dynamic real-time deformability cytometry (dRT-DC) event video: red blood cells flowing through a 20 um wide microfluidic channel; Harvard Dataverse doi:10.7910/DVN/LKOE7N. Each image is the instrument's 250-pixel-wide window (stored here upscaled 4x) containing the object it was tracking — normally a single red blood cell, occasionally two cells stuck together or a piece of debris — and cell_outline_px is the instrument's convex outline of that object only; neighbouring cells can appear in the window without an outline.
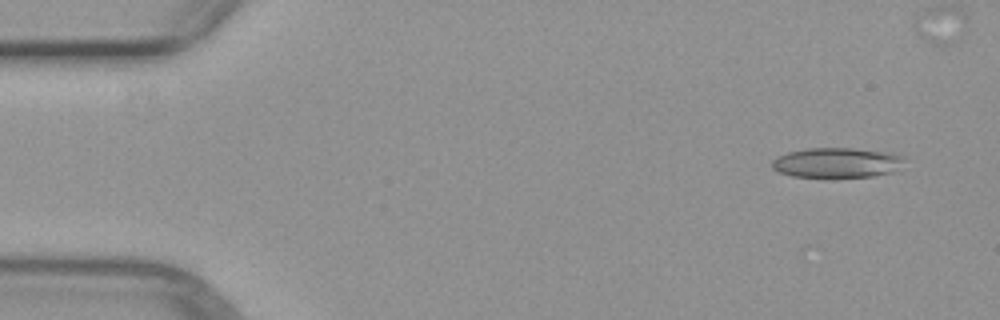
{"species": "common noctule bat (a hibernating species)", "species_latin": "Nyctalus noctula", "temperature_condition": "warm", "stored_images_in_passage": 6, "segment_of_instrument_passage": [2, 2], "camera_frame_rate_fps": 3000, "um_per_image_px": 0.085, "animal": {"sex": "female", "body_mass_g": 29.2, "forearm_length_mm": 56.3}, "frame": {"image": 1, "passage_image": 6, "time_ms": 6.667, "image_size_px": [1000, 320], "cell_outline_px": [[904, 160], [892, 172], [872, 176], [792, 176], [780, 172], [772, 168], [772, 160], [788, 152], [808, 148], [852, 148], [884, 152], [904, 156]], "centroid_in_image_um": [71.1, 13.81], "position_along_channel_um": 13.9, "area_um2": 22.48}}